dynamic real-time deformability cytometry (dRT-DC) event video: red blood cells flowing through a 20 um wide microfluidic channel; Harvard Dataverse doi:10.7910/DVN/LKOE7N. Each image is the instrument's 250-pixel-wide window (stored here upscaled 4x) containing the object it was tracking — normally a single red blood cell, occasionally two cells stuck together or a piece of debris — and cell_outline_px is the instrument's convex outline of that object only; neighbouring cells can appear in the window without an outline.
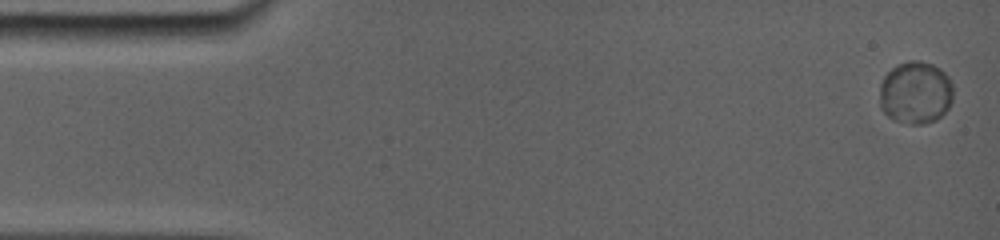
{"species": "common noctule bat (a hibernating species)", "species_latin": "Nyctalus noctula", "temperature_condition": "room temperature", "stored_images_in_passage": 29, "camera_frame_rate_fps": 5000, "um_per_image_px": 0.085, "animal": {"sex": "female", "body_mass_g": 19.0, "forearm_length_mm": 56.7}, "frame": {"image": 1, "passage_image": 1, "time_ms": 0.0, "image_size_px": [1000, 240], "cell_outline_px": [[952, 100], [948, 108], [940, 116], [932, 120], [912, 120], [888, 116], [880, 108], [880, 84], [884, 76], [896, 64], [908, 60], [920, 60], [932, 64], [940, 68], [948, 76], [952, 84]], "centroid_in_image_um": [77.82, 7.76], "position_along_channel_um": 7.2, "area_um2": 25.95}}
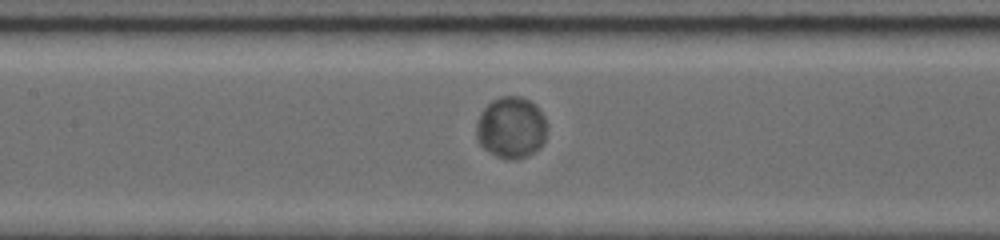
{"frame": {"image": 2, "passage_image": 13, "time_ms": 7.6, "image_size_px": [1000, 240], "cell_outline_px": [[544, 140], [528, 156], [496, 156], [484, 148], [480, 144], [480, 112], [492, 100], [500, 96], [520, 96], [536, 104], [544, 120]], "centroid_in_image_um": [43.46, 10.77], "position_along_channel_um": 163.9, "area_um2": 23.81}}
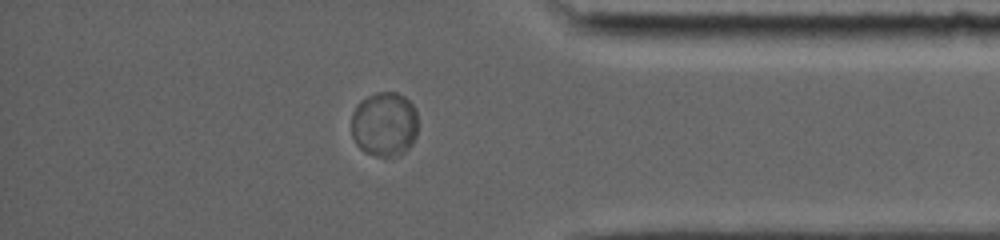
{"frame": {"image": 3, "passage_image": 25, "time_ms": 14.2, "image_size_px": [1000, 240], "cell_outline_px": [[416, 136], [412, 144], [404, 152], [388, 156], [376, 156], [364, 152], [356, 144], [352, 136], [352, 112], [356, 104], [360, 100], [376, 92], [396, 92], [404, 96], [416, 108]], "centroid_in_image_um": [32.65, 10.54], "position_along_channel_um": 402.5, "area_um2": 25.14}}